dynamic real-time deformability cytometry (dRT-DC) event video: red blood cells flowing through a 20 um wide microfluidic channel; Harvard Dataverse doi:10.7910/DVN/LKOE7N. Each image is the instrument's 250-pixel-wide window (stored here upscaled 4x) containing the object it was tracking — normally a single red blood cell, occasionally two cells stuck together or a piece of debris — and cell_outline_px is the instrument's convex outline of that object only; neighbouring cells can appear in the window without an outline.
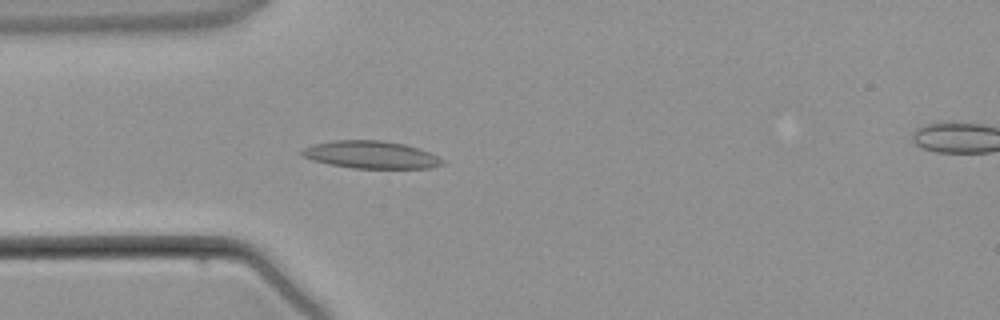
{"species": "common noctule bat (a hibernating species)", "species_latin": "Nyctalus noctula", "temperature_condition": "warm", "stored_images_in_passage": 4, "camera_frame_rate_fps": 3000, "um_per_image_px": 0.085, "animal": {"sex": "male", "body_mass_g": 21.5, "forearm_length_mm": 52.0}, "frame": {"image": 1, "passage_image": 3, "time_ms": 2.0, "image_size_px": [1000, 320], "cell_outline_px": [[448, 164], [428, 168], [352, 168], [328, 164], [312, 160], [304, 156], [300, 152], [304, 148], [316, 144], [332, 140], [384, 140], [404, 144], [420, 148], [444, 160]], "centroid_in_image_um": [31.57, 13.15], "position_along_channel_um": 53.4, "area_um2": 22.54}}